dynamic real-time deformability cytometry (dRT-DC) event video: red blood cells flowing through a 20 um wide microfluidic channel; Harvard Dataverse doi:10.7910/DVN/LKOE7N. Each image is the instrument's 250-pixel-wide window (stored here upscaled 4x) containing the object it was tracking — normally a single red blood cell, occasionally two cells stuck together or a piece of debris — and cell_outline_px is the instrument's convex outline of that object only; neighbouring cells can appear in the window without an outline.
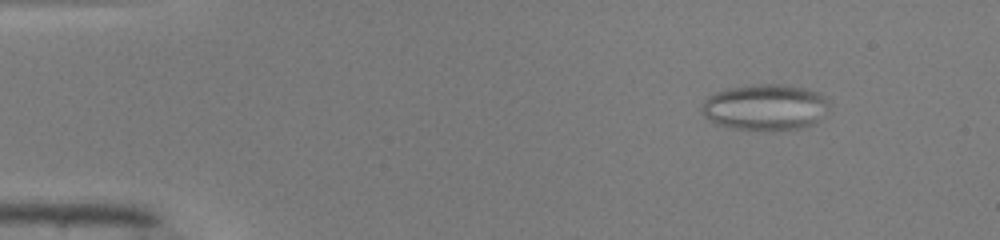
{"species": "common noctule bat (a hibernating species)", "species_latin": "Nyctalus noctula", "temperature_condition": "warm", "stored_images_in_passage": 50, "camera_frame_rate_fps": 3000, "um_per_image_px": 0.085, "animal": {"sex": "male", "body_mass_g": 19.0, "forearm_length_mm": 50.8}, "frame": {"image": 1, "passage_image": 6, "time_ms": 1.667, "image_size_px": [1000, 240], "cell_outline_px": [[828, 108], [812, 124], [800, 128], [736, 128], [716, 124], [704, 116], [700, 108], [704, 100], [708, 96], [716, 92], [732, 88], [756, 84], [780, 84], [804, 88], [816, 92], [824, 96], [828, 100]], "centroid_in_image_um": [65.0, 9.08], "position_along_channel_um": 20.0, "area_um2": 33.23}}
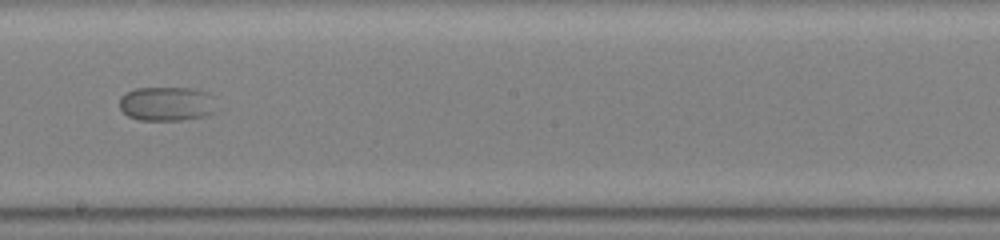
{"frame": {"image": 2, "passage_image": 29, "time_ms": 9.333, "image_size_px": [1000, 240], "cell_outline_px": [[216, 112], [204, 116], [180, 120], [140, 120], [128, 116], [120, 108], [120, 96], [136, 88], [192, 88], [208, 92], [212, 96]], "centroid_in_image_um": [14.18, 8.82], "position_along_channel_um": 234.0, "area_um2": 19.36}}
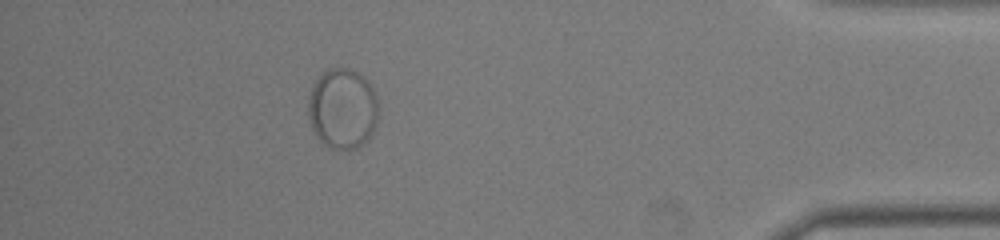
{"frame": {"image": 3, "passage_image": 45, "time_ms": 14.667, "image_size_px": [1000, 240], "cell_outline_px": [[376, 124], [368, 140], [356, 148], [328, 148], [316, 136], [312, 128], [308, 116], [308, 100], [312, 84], [328, 68], [348, 68], [364, 76], [368, 80], [376, 96]], "centroid_in_image_um": [29.09, 9.22], "position_along_channel_um": 406.1, "area_um2": 32.77}}